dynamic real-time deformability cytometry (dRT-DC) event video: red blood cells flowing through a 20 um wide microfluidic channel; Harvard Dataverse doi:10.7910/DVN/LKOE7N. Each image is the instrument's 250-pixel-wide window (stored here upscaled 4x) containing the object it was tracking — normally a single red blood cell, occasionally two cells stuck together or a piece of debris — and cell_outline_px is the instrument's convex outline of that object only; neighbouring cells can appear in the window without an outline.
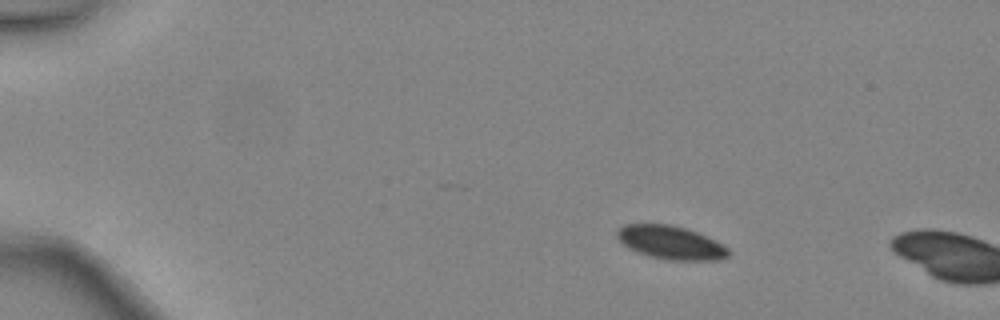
{"species": "common noctule bat (a hibernating species)", "species_latin": "Nyctalus noctula", "temperature_condition": "warm", "stored_images_in_passage": 4, "camera_frame_rate_fps": 3000, "um_per_image_px": 0.085, "animal": {"sex": "female", "body_mass_g": 24.6, "forearm_length_mm": 56.2}, "frame": {"image": 1, "passage_image": 1, "time_ms": 0.0, "image_size_px": [1000, 320], "cell_outline_px": [[732, 252], [728, 256], [720, 260], [668, 260], [636, 252], [628, 248], [616, 236], [616, 232], [624, 224], [672, 224], [708, 236], [724, 244]], "centroid_in_image_um": [57.06, 20.62], "position_along_channel_um": 27.9, "area_um2": 21.79}}